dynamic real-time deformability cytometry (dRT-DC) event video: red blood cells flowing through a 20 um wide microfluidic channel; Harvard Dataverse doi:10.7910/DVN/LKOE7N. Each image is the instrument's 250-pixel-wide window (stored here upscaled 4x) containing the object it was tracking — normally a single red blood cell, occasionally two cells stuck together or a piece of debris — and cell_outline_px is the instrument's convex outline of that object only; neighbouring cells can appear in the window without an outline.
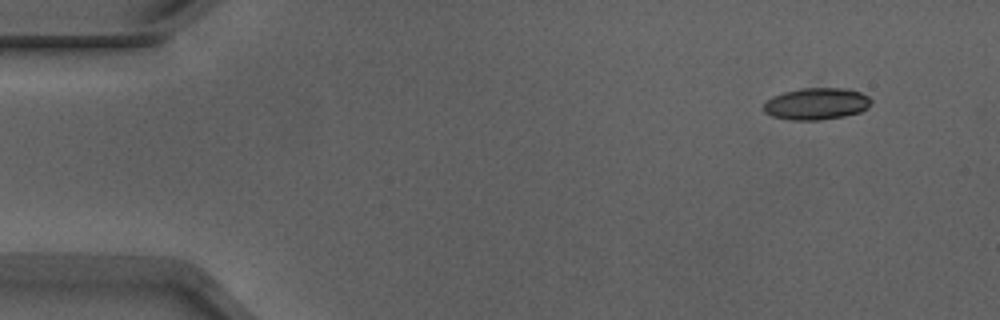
{"species": "Egyptian fruit bat (a non-hibernating species)", "species_latin": "Rousettus aegyptiacus", "temperature_condition": "warm", "stored_images_in_passage": 49, "camera_frame_rate_fps": 3000, "um_per_image_px": 0.085, "animal": {"sex": "male"}, "frame": {"image": 1, "passage_image": 1, "time_ms": 0.0, "image_size_px": [1000, 320], "cell_outline_px": [[872, 104], [868, 108], [860, 112], [844, 116], [820, 120], [792, 120], [772, 116], [764, 112], [764, 104], [772, 96], [784, 92], [800, 88], [844, 88], [860, 92], [868, 96], [872, 100]], "centroid_in_image_um": [69.42, 8.82], "position_along_channel_um": 15.6, "area_um2": 20.0}}
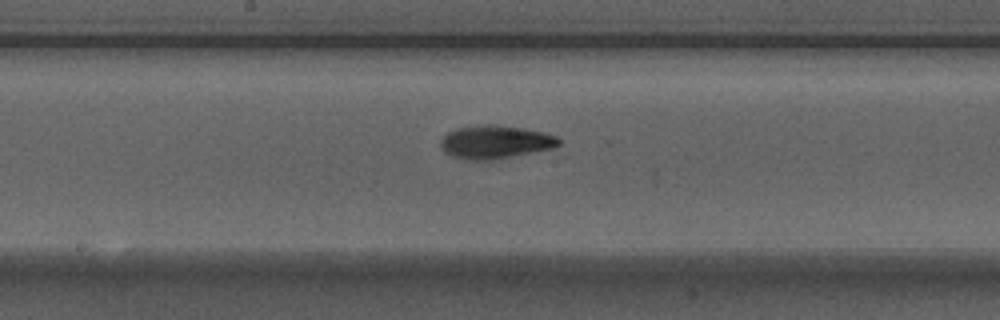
{"frame": {"image": 2, "passage_image": 24, "time_ms": 7.667, "image_size_px": [1000, 320], "cell_outline_px": [[560, 144], [552, 148], [488, 160], [468, 160], [452, 156], [444, 152], [440, 144], [440, 140], [448, 132], [456, 128], [484, 124], [492, 124], [520, 128], [544, 132], [556, 136], [560, 140]], "centroid_in_image_um": [42.05, 12.06], "position_along_channel_um": 206.1, "area_um2": 22.54}}
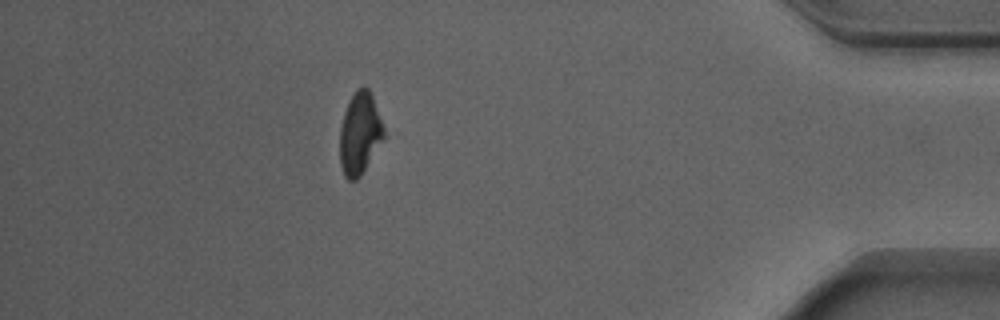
{"frame": {"image": 3, "passage_image": 43, "time_ms": 14.0, "image_size_px": [1000, 320], "cell_outline_px": [[384, 140], [360, 176], [356, 180], [348, 180], [344, 176], [340, 164], [340, 128], [344, 112], [348, 100], [356, 88], [368, 88], [372, 96], [384, 128]], "centroid_in_image_um": [30.57, 11.36], "position_along_channel_um": 404.6, "area_um2": 21.04}, "authors_computed_cell_mechanics": {"area_um2": 21.2126, "velocity_mm_per_s": 3.9171, "shape_relaxation_time_tau1_ms": 3.5907, "shape_relaxation_time_tau2_ms": 4.7323, "deformation_change_tau1": 0.1931, "deformation_change_tau2": 0.1275}}